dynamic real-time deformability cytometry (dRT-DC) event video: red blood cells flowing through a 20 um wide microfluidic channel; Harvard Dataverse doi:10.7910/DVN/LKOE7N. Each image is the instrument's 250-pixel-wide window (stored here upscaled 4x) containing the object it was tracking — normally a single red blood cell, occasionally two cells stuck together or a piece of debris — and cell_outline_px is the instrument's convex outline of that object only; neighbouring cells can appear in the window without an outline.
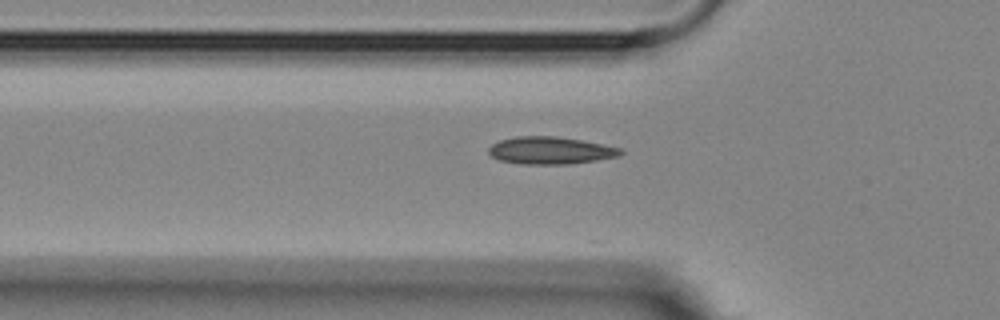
{"species": "Egyptian fruit bat (a non-hibernating species)", "species_latin": "Rousettus aegyptiacus", "temperature_condition": "room temperature", "stored_images_in_passage": 16, "camera_frame_rate_fps": 3000, "um_per_image_px": 0.085, "animal": {"sex": "female"}, "frame": {"image": 1, "passage_image": 7, "time_ms": 2.0, "image_size_px": [1000, 320], "cell_outline_px": [[624, 152], [620, 156], [596, 160], [568, 164], [520, 164], [500, 160], [492, 156], [488, 152], [488, 148], [492, 144], [500, 140], [516, 136], [556, 136], [580, 140], [620, 148]], "centroid_in_image_um": [46.76, 12.79], "position_along_channel_um": 79.0, "area_um2": 20.92}}
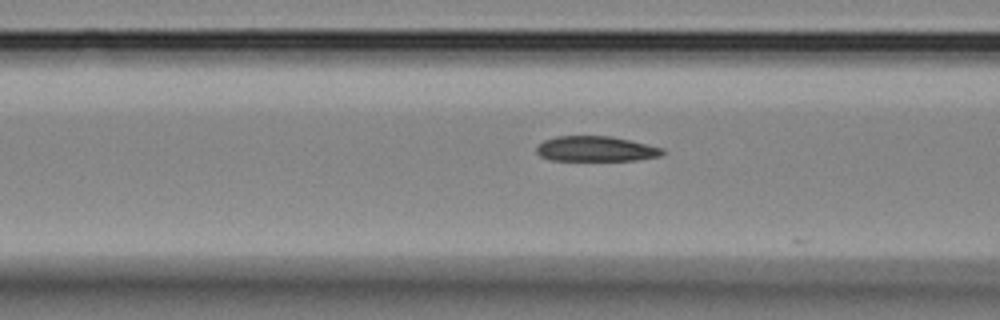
{"frame": {"image": 2, "passage_image": 10, "time_ms": 3.0, "image_size_px": [1000, 320], "cell_outline_px": [[664, 152], [660, 156], [636, 160], [552, 160], [540, 156], [536, 152], [536, 148], [544, 140], [556, 136], [612, 136], [664, 148]], "centroid_in_image_um": [50.65, 12.65], "position_along_channel_um": 116.0, "area_um2": 18.44}}
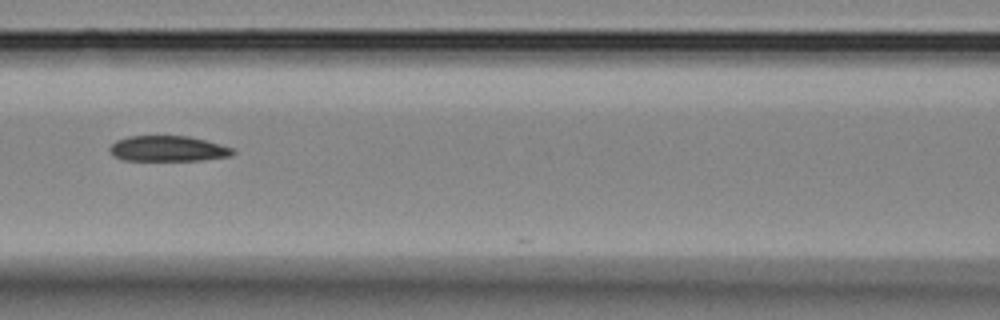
{"frame": {"image": 3, "passage_image": 13, "time_ms": 4.0, "image_size_px": [1000, 320], "cell_outline_px": [[236, 152], [228, 156], [200, 160], [124, 160], [112, 156], [108, 148], [116, 140], [128, 136], [188, 136], [204, 140], [232, 148]], "centroid_in_image_um": [14.21, 12.63], "position_along_channel_um": 152.4, "area_um2": 18.15}}